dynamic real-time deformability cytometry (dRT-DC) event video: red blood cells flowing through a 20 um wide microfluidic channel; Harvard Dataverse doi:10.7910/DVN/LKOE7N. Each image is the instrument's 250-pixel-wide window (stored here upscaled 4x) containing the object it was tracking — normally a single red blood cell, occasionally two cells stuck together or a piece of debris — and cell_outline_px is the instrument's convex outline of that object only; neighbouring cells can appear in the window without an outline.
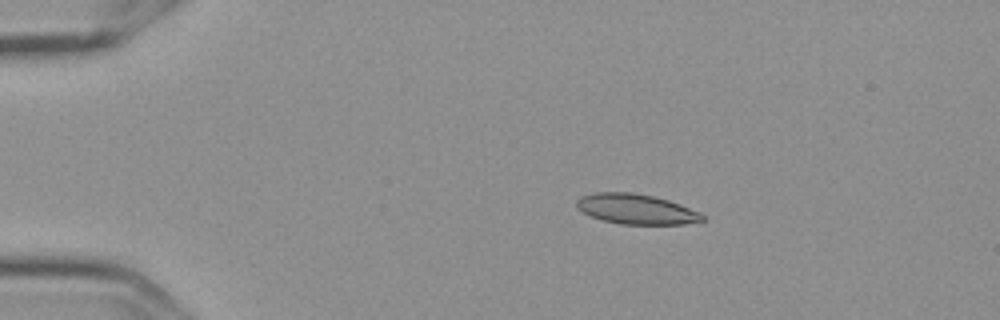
{"species": "Egyptian fruit bat (a non-hibernating species)", "species_latin": "Rousettus aegyptiacus", "temperature_condition": "cold", "stored_images_in_passage": 13, "camera_frame_rate_fps": 3000, "um_per_image_px": 0.085, "frame": {"image": 1, "passage_image": 13, "time_ms": 4.0, "image_size_px": [1000, 320], "cell_outline_px": [[704, 220], [684, 224], [620, 224], [600, 220], [576, 208], [576, 200], [580, 196], [596, 192], [632, 192], [652, 196], [668, 200], [680, 204], [700, 212], [704, 216]], "centroid_in_image_um": [54.05, 17.77], "position_along_channel_um": 31.0, "area_um2": 22.08}}